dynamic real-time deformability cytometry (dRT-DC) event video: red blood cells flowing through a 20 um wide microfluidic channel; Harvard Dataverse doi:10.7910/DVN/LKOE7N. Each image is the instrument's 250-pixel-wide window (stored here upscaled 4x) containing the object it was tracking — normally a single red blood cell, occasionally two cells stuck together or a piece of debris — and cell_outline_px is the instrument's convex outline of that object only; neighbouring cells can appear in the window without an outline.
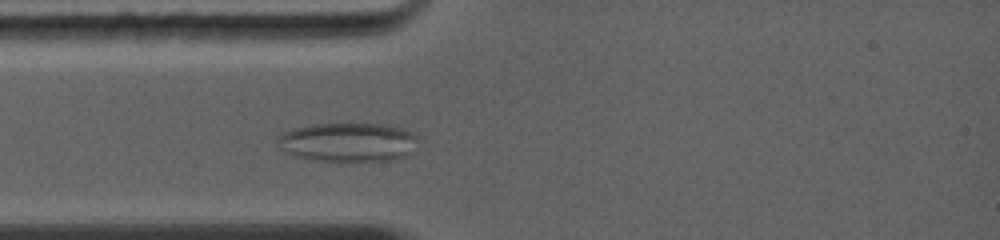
{"species": "common noctule bat (a hibernating species)", "species_latin": "Nyctalus noctula", "temperature_condition": "warm", "stored_images_in_passage": 25, "camera_frame_rate_fps": 5000, "um_per_image_px": 0.085, "animal": {"sex": "female", "body_mass_g": 19.0, "forearm_length_mm": 56.7}, "frame": {"image": 1, "passage_image": 2, "time_ms": 0.4, "image_size_px": [1000, 240], "cell_outline_px": [[416, 136], [412, 152], [408, 156], [388, 160], [352, 164], [316, 160], [292, 156], [284, 152], [280, 148], [280, 136], [296, 128], [312, 124], [388, 124], [404, 128]], "centroid_in_image_um": [29.62, 12.13], "position_along_channel_um": 55.4, "area_um2": 32.43}}
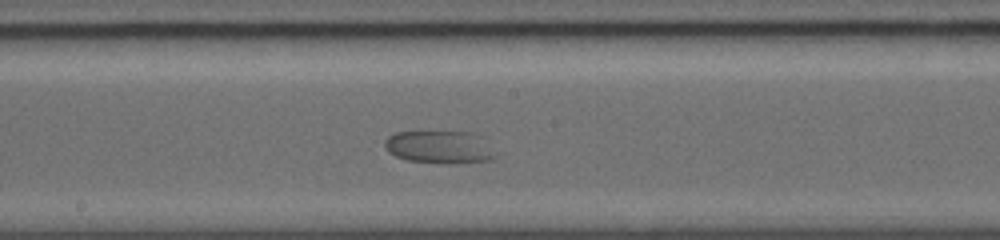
{"frame": {"image": 2, "passage_image": 11, "time_ms": 4.2, "image_size_px": [1000, 240], "cell_outline_px": [[496, 156], [488, 160], [448, 164], [408, 160], [396, 156], [388, 152], [384, 144], [384, 140], [388, 136], [396, 132], [472, 132]], "centroid_in_image_um": [37.24, 12.51], "position_along_channel_um": 211.0, "area_um2": 20.46}}
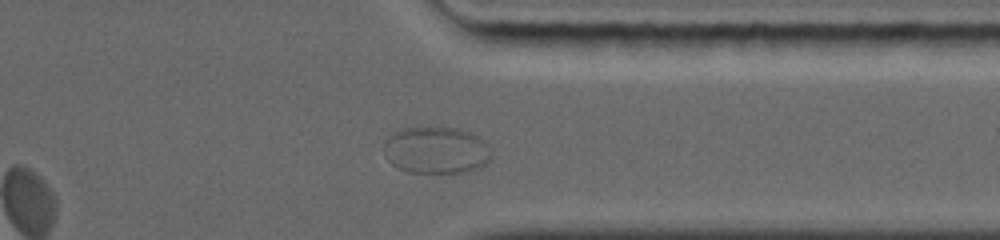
{"frame": {"image": 3, "passage_image": 22, "time_ms": 8.2, "image_size_px": [1000, 240], "cell_outline_px": [[492, 156], [480, 168], [464, 172], [408, 172], [392, 164], [384, 156], [384, 144], [388, 136], [400, 128], [432, 124], [436, 124], [456, 128], [480, 136], [488, 144]], "centroid_in_image_um": [37.06, 12.71], "position_along_channel_um": 374.3, "area_um2": 30.23}}